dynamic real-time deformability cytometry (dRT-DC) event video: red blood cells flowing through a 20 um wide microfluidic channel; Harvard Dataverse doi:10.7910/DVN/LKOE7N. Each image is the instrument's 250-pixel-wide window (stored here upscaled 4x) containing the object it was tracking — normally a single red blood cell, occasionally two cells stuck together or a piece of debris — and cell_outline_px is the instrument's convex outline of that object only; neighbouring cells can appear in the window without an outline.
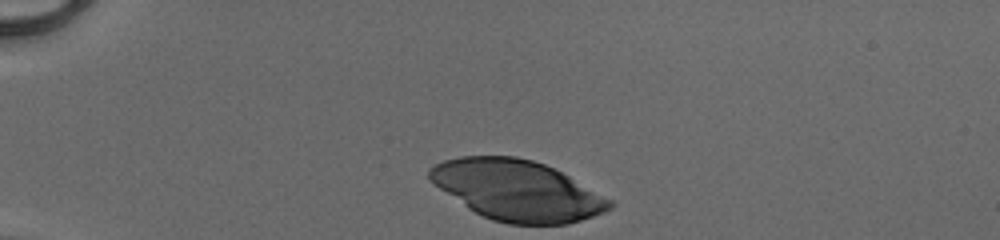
{"species": "human", "species_latin": "Homo sapiens", "temperature_condition": "cold", "stored_images_in_passage": 32, "camera_frame_rate_fps": 3000, "um_per_image_px": 0.085, "donor": {"sex": "male"}, "frame": {"image": 1, "passage_image": 1, "time_ms": 0.0, "image_size_px": [1000, 240], "cell_outline_px": [[616, 204], [612, 208], [604, 212], [568, 224], [508, 224], [492, 220], [468, 208], [432, 184], [428, 180], [428, 168], [444, 160], [460, 156], [516, 156], [532, 160], [544, 164], [568, 176], [612, 200]], "centroid_in_image_um": [43.93, 16.18], "position_along_channel_um": 41.1, "area_um2": 63.18}}